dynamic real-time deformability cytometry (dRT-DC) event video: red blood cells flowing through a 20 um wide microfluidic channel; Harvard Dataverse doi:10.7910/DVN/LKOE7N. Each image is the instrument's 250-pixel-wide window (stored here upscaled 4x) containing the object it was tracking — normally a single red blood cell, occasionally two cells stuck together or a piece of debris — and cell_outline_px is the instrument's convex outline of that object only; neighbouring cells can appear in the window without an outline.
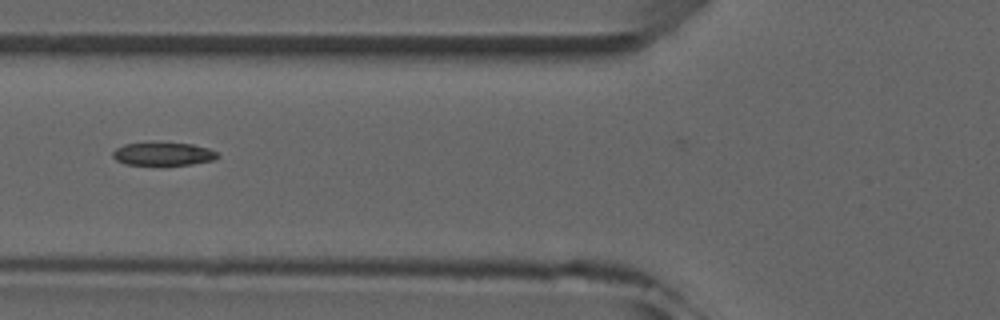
{"species": "common noctule bat (a hibernating species)", "species_latin": "Nyctalus noctula", "temperature_condition": "room temperature", "stored_images_in_passage": 8, "camera_frame_rate_fps": 3000, "um_per_image_px": 0.085, "animal": {"sex": "male", "forearm_length_mm": 52.5}, "frame": {"image": 1, "passage_image": 7, "time_ms": 7.0, "image_size_px": [1000, 320], "cell_outline_px": [[220, 156], [216, 160], [192, 164], [164, 168], [124, 164], [116, 160], [112, 156], [112, 152], [116, 148], [124, 144], [192, 144], [208, 148], [216, 152]], "centroid_in_image_um": [13.88, 13.16], "position_along_channel_um": 111.9, "area_um2": 14.62}}
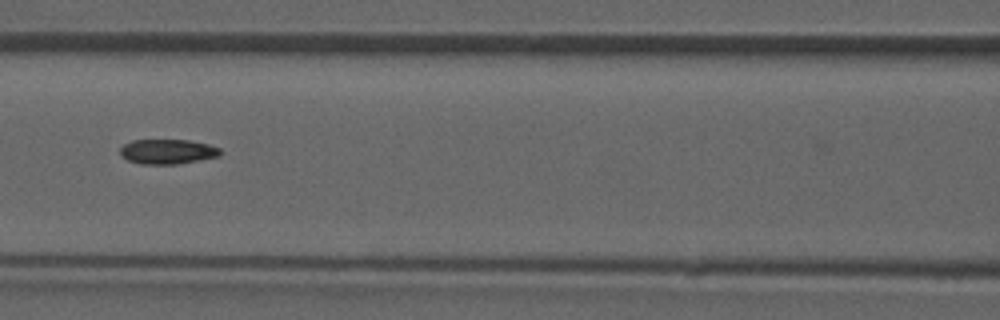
{"frame": {"image": 2, "passage_image": 8, "time_ms": 8.0, "image_size_px": [1000, 320], "cell_outline_px": [[220, 156], [200, 160], [176, 164], [140, 164], [128, 160], [120, 152], [120, 148], [124, 144], [132, 140], [188, 140], [208, 144], [220, 148]], "centroid_in_image_um": [14.25, 12.88], "position_along_channel_um": 152.4, "area_um2": 14.39}}